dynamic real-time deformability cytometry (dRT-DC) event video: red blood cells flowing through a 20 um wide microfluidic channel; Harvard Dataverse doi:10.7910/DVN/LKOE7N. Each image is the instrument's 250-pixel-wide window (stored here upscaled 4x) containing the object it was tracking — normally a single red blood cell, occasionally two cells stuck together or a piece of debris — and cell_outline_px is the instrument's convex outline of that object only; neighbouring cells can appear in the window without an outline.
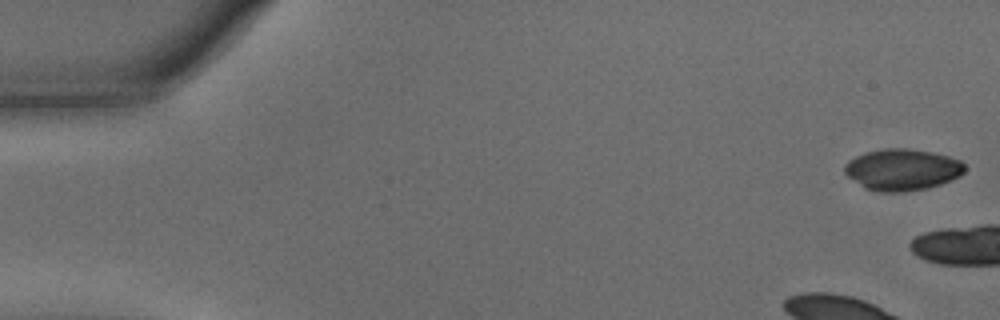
{"species": "common noctule bat (a hibernating species)", "species_latin": "Nyctalus noctula", "temperature_condition": "warm", "stored_images_in_passage": 8, "camera_frame_rate_fps": 3000, "um_per_image_px": 0.085, "animal": {"sex": "male", "body_mass_g": 15.6}, "frame": {"image": 1, "passage_image": 1, "time_ms": 0.0, "image_size_px": [1000, 320], "cell_outline_px": [[964, 172], [960, 176], [940, 184], [928, 188], [904, 192], [880, 192], [864, 188], [848, 176], [844, 172], [844, 164], [848, 160], [864, 152], [884, 148], [904, 148], [932, 152], [948, 156], [960, 160], [964, 164]], "centroid_in_image_um": [76.67, 14.42], "position_along_channel_um": 8.3, "area_um2": 29.13}}